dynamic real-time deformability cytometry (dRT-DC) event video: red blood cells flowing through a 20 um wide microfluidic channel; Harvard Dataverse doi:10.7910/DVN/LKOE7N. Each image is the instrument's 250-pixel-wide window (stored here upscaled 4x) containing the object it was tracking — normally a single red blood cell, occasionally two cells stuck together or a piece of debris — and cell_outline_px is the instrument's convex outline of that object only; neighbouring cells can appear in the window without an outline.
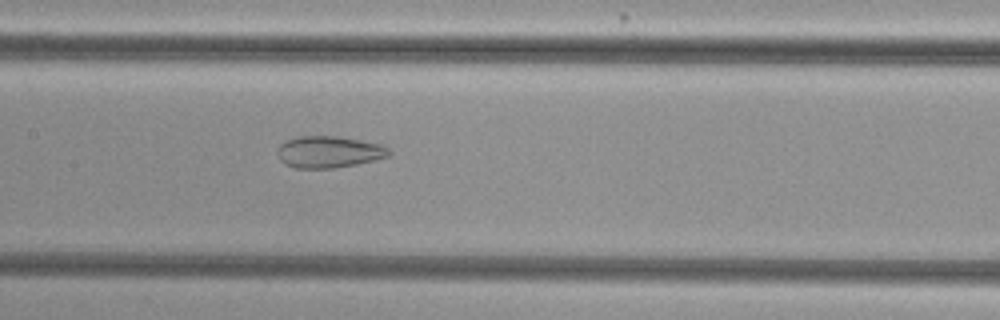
{"species": "common noctule bat (a hibernating species)", "species_latin": "Nyctalus noctula", "temperature_condition": "cold", "stored_images_in_passage": 42, "camera_frame_rate_fps": 3000, "um_per_image_px": 0.085, "animal": {"sex": "female", "body_mass_g": 29.2, "forearm_length_mm": 56.3}, "frame": {"image": 1, "passage_image": 14, "time_ms": 4.333, "image_size_px": [1000, 320], "cell_outline_px": [[392, 152], [388, 156], [376, 160], [356, 164], [332, 168], [296, 168], [284, 164], [280, 160], [276, 152], [280, 144], [296, 136], [340, 136], [384, 144]], "centroid_in_image_um": [27.97, 12.9], "position_along_channel_um": 179.4, "area_um2": 20.87}}
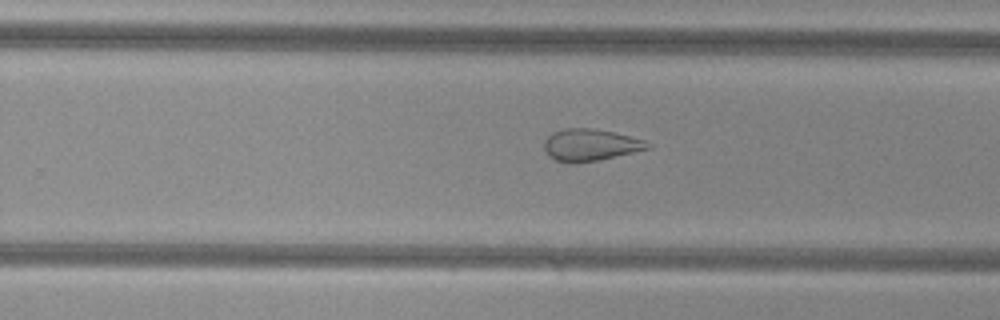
{"frame": {"image": 2, "passage_image": 22, "time_ms": 7.0, "image_size_px": [1000, 320], "cell_outline_px": [[652, 148], [600, 160], [572, 164], [568, 164], [556, 160], [548, 156], [544, 148], [544, 140], [552, 132], [564, 128], [592, 128], [612, 132], [644, 140], [652, 144]], "centroid_in_image_um": [50.16, 12.33], "position_along_channel_um": 279.6, "area_um2": 19.48}}
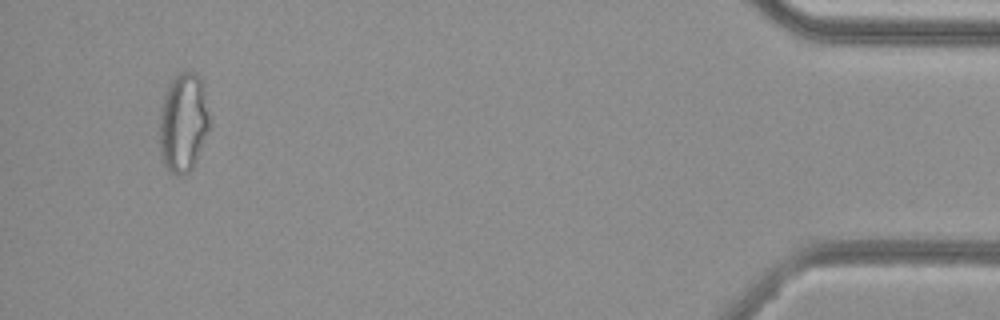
{"frame": {"image": 3, "passage_image": 39, "time_ms": 12.667, "image_size_px": [1000, 320], "cell_outline_px": [[208, 132], [196, 160], [192, 168], [184, 176], [176, 176], [168, 172], [160, 156], [160, 108], [168, 84], [180, 72], [196, 72], [200, 76], [204, 84], [208, 112]], "centroid_in_image_um": [15.57, 10.43], "position_along_channel_um": 419.6, "area_um2": 29.13}, "authors_computed_cell_mechanics": {"area_um2": 24.1604, "velocity_mm_per_s": 3.7667, "shape_relaxation_time_tau1_ms": null, "shape_relaxation_time_tau2_ms": 2.4001, "deformation_change_tau1": null, "deformation_change_tau2": 0.1081}}